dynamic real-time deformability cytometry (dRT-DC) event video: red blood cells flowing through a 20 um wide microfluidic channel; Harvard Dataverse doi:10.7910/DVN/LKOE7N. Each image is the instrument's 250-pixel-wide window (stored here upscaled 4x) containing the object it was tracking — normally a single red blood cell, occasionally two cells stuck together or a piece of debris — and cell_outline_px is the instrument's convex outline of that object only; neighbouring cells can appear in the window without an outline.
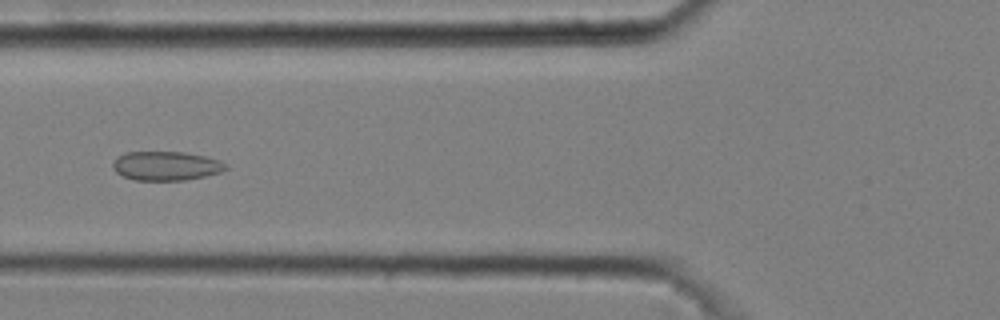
{"species": "common noctule bat (a hibernating species)", "species_latin": "Nyctalus noctula", "temperature_condition": "cold", "stored_images_in_passage": 7, "camera_frame_rate_fps": 3000, "um_per_image_px": 0.085, "animal": {"sex": "male", "body_mass_g": 20.4}, "frame": {"image": 1, "passage_image": 3, "time_ms": 0.667, "image_size_px": [1000, 320], "cell_outline_px": [[228, 168], [220, 172], [204, 176], [184, 180], [136, 180], [124, 176], [116, 172], [112, 168], [112, 164], [116, 156], [124, 152], [184, 152], [204, 156], [220, 160], [228, 164]], "centroid_in_image_um": [14.1, 14.09], "position_along_channel_um": 111.7, "area_um2": 19.19}}
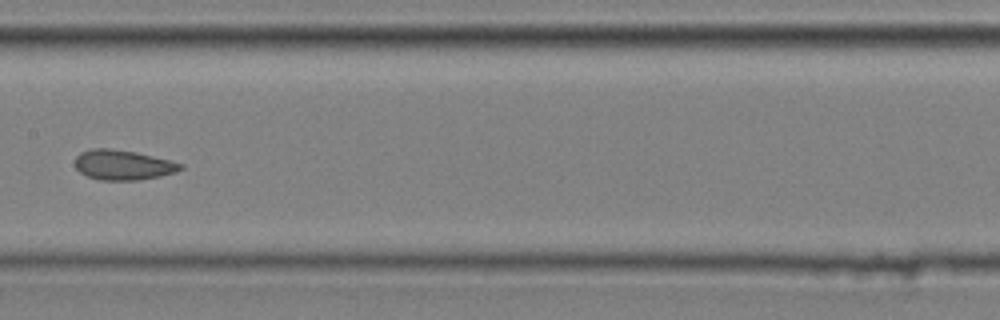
{"frame": {"image": 2, "passage_image": 5, "time_ms": 1.333, "image_size_px": [1000, 320], "cell_outline_px": [[184, 168], [176, 172], [160, 176], [140, 180], [100, 180], [88, 176], [80, 172], [76, 168], [76, 156], [80, 152], [92, 148], [112, 148], [136, 152], [184, 164]], "centroid_in_image_um": [10.46, 14.01], "position_along_channel_um": 196.9, "area_um2": 18.44}}
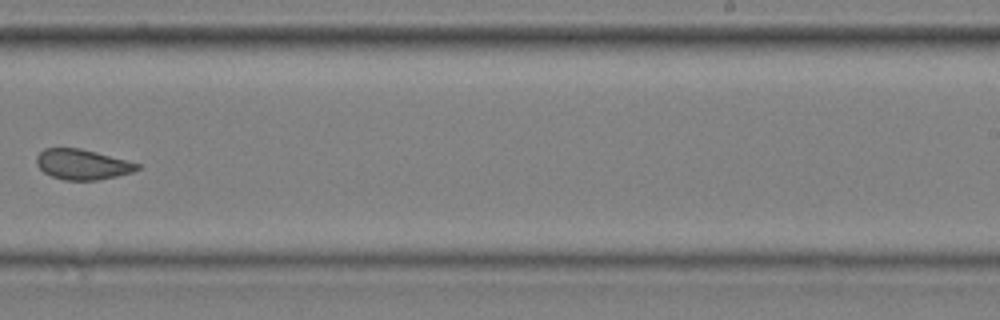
{"frame": {"image": 3, "passage_image": 7, "time_ms": 2.0, "image_size_px": [1000, 320], "cell_outline_px": [[140, 168], [132, 172], [116, 176], [96, 180], [64, 180], [52, 176], [44, 172], [36, 164], [36, 156], [44, 148], [80, 148], [96, 152], [140, 164]], "centroid_in_image_um": [6.97, 13.97], "position_along_channel_um": 282.0, "area_um2": 17.63}}